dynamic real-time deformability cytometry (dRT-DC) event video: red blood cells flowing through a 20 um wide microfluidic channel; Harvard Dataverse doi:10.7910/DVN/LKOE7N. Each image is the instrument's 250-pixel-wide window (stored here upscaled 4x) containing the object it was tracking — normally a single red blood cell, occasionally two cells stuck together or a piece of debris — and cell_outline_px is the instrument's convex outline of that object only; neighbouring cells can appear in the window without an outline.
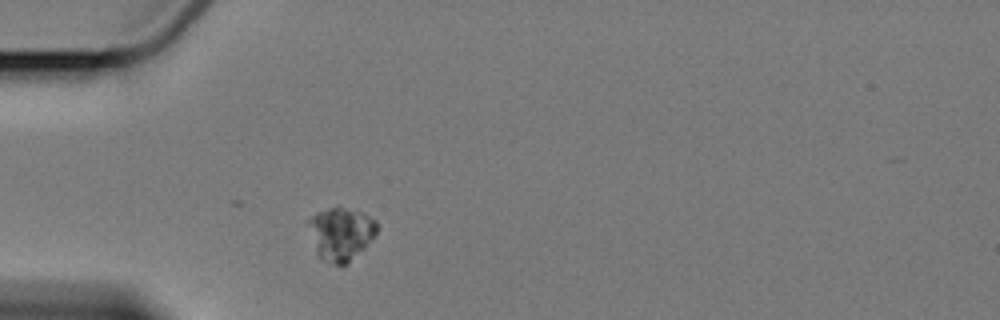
{"species": "Egyptian fruit bat (a non-hibernating species)", "species_latin": "Rousettus aegyptiacus", "temperature_condition": "cold", "stored_images_in_passage": 1, "camera_frame_rate_fps": 3000, "um_per_image_px": 0.085, "animal": {"sex": "female"}, "frame": {"image": 1, "passage_image": 1, "time_ms": 0.0, "image_size_px": [1000, 320], "cell_outline_px": [[376, 236], [364, 248], [344, 264], [336, 264], [320, 260], [316, 252], [308, 224], [308, 220], [316, 212], [328, 208], [340, 208], [360, 212], [376, 220]], "centroid_in_image_um": [28.96, 19.87], "position_along_channel_um": 56.0, "area_um2": 20.63}}